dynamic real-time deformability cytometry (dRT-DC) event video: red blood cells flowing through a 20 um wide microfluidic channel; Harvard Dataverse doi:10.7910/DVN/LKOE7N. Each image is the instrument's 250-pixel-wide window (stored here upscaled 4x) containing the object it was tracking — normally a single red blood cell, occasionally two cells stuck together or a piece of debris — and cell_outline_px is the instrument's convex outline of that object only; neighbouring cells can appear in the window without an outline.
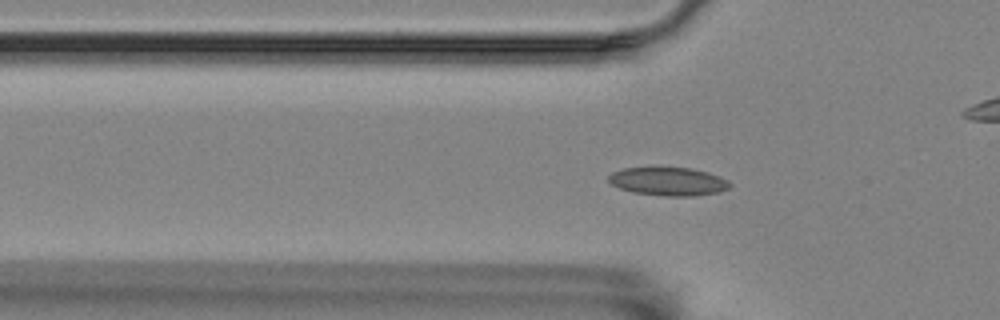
{"species": "Egyptian fruit bat (a non-hibernating species)", "species_latin": "Rousettus aegyptiacus", "temperature_condition": "room temperature", "stored_images_in_passage": 55, "camera_frame_rate_fps": 3000, "um_per_image_px": 0.085, "animal": {"sex": "female"}, "frame": {"image": 1, "passage_image": 15, "time_ms": 4.667, "image_size_px": [1000, 320], "cell_outline_px": [[732, 184], [728, 188], [720, 192], [696, 196], [664, 196], [632, 192], [620, 188], [612, 184], [608, 180], [608, 176], [612, 172], [624, 168], [652, 164], [660, 164], [692, 168], [708, 172], [728, 180]], "centroid_in_image_um": [56.78, 15.36], "position_along_channel_um": 69.0, "area_um2": 21.1}}
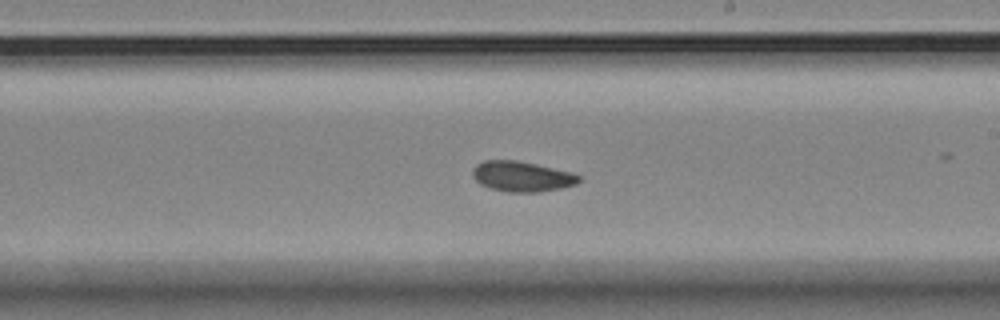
{"frame": {"image": 2, "passage_image": 30, "time_ms": 9.667, "image_size_px": [1000, 320], "cell_outline_px": [[580, 180], [576, 184], [560, 188], [540, 192], [508, 192], [492, 188], [480, 184], [472, 176], [472, 168], [476, 164], [484, 160], [516, 160], [536, 164], [572, 172], [580, 176]], "centroid_in_image_um": [44.34, 14.99], "position_along_channel_um": 244.7, "area_um2": 18.79}}
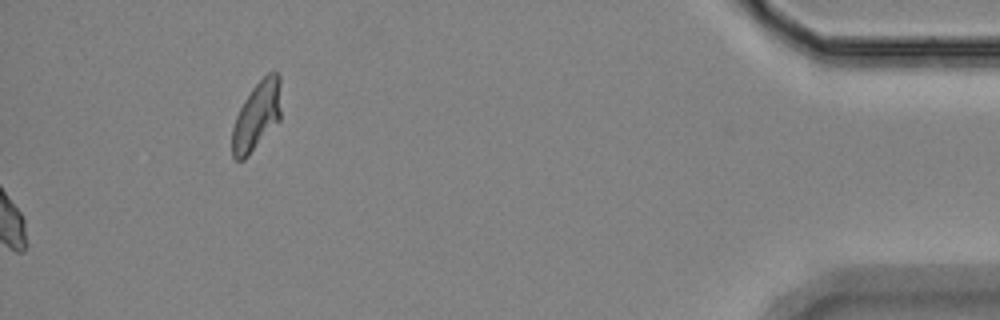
{"frame": {"image": 3, "passage_image": 55, "time_ms": 18.0, "image_size_px": [1000, 320], "cell_outline_px": [[280, 120], [248, 156], [244, 160], [236, 160], [232, 156], [232, 128], [236, 116], [244, 100], [252, 88], [272, 68], [280, 76]], "centroid_in_image_um": [21.82, 9.84], "position_along_channel_um": 413.4, "area_um2": 19.65}, "authors_computed_cell_mechanics": {"area_um2": 18.785, "velocity_mm_per_s": 3.4956, "shape_relaxation_time_tau1_ms": null, "shape_relaxation_time_tau2_ms": 5.8138, "deformation_change_tau1": null, "deformation_change_tau2": 0.073}}